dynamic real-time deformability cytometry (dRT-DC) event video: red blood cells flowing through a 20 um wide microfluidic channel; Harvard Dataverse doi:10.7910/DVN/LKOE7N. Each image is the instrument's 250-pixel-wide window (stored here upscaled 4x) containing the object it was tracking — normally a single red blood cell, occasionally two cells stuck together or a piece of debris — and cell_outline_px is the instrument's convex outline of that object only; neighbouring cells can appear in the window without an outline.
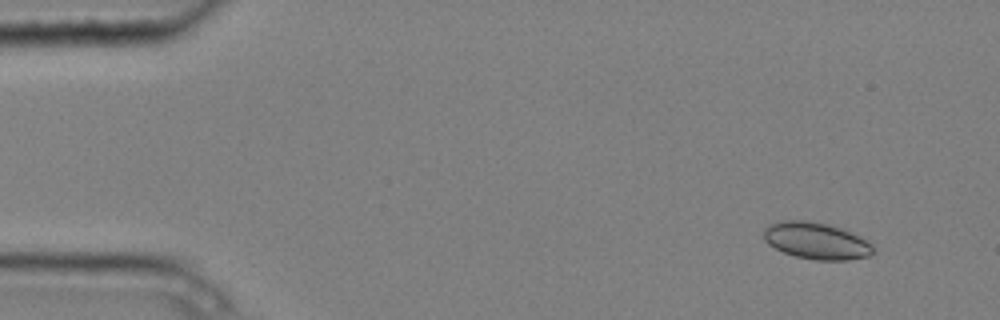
{"species": "common noctule bat (a hibernating species)", "species_latin": "Nyctalus noctula", "temperature_condition": "cold", "stored_images_in_passage": 6, "camera_frame_rate_fps": 3000, "um_per_image_px": 0.085, "animal": {"sex": "male", "body_mass_g": 20.4}, "frame": {"image": 1, "passage_image": 2, "time_ms": 0.333, "image_size_px": [1000, 320], "cell_outline_px": [[876, 252], [868, 256], [848, 260], [816, 260], [796, 256], [784, 252], [768, 244], [764, 240], [764, 228], [768, 224], [780, 220], [804, 220], [828, 224], [840, 228], [872, 244]], "centroid_in_image_um": [69.35, 20.47], "position_along_channel_um": 15.6, "area_um2": 23.29}}